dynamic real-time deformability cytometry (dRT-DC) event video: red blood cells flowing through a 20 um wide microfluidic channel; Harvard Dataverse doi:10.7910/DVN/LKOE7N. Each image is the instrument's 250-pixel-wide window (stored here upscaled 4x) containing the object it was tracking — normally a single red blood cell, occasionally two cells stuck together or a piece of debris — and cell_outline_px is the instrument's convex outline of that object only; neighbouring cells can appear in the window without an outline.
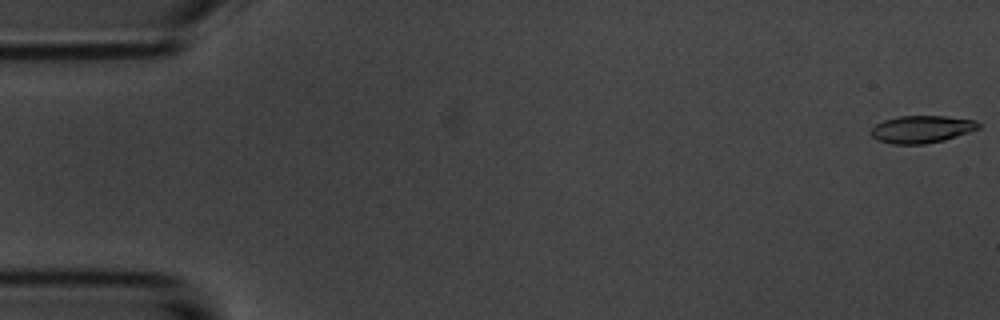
{"species": "common noctule bat (a hibernating species)", "species_latin": "Nyctalus noctula", "temperature_condition": "room temperature", "stored_images_in_passage": 57, "camera_frame_rate_fps": 3000, "um_per_image_px": 0.085, "animal": {"sex": "male", "body_mass_g": 20.1, "forearm_length_mm": 53.5}, "frame": {"image": 1, "passage_image": 1, "time_ms": 0.0, "image_size_px": [1000, 320], "cell_outline_px": [[980, 128], [944, 140], [924, 144], [892, 144], [876, 140], [872, 136], [872, 128], [876, 124], [884, 120], [900, 116], [944, 116], [976, 120], [980, 124]], "centroid_in_image_um": [78.34, 10.98], "position_along_channel_um": 6.7, "area_um2": 17.05}}
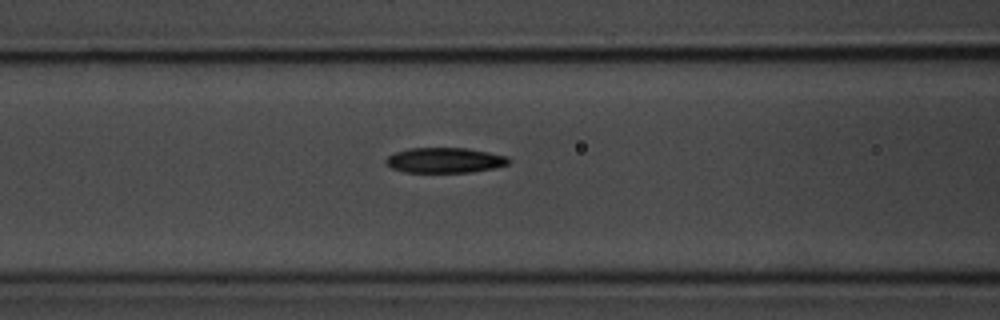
{"frame": {"image": 2, "passage_image": 23, "time_ms": 7.333, "image_size_px": [1000, 320], "cell_outline_px": [[512, 160], [508, 164], [496, 168], [472, 172], [404, 172], [392, 168], [384, 160], [388, 156], [396, 152], [408, 148], [468, 148], [508, 156]], "centroid_in_image_um": [37.85, 13.62], "position_along_channel_um": 128.8, "area_um2": 18.15}}
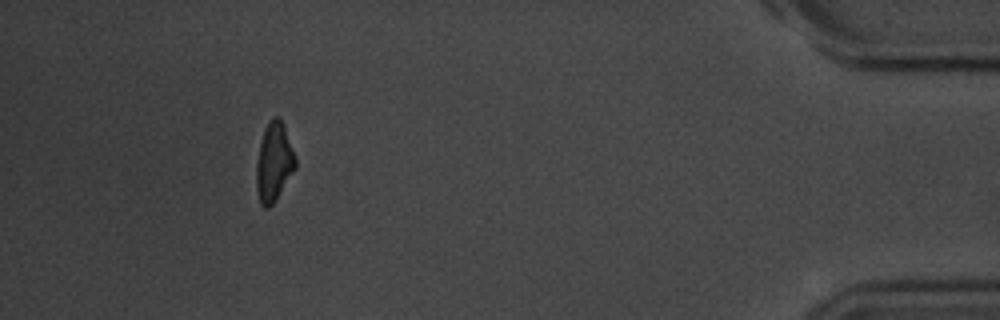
{"frame": {"image": 3, "passage_image": 52, "time_ms": 17.0, "image_size_px": [1000, 320], "cell_outline_px": [[296, 168], [272, 204], [268, 208], [264, 208], [260, 204], [256, 188], [256, 164], [260, 140], [264, 128], [268, 120], [272, 116], [276, 116], [280, 120], [284, 128], [296, 156]], "centroid_in_image_um": [23.26, 13.77], "position_along_channel_um": 411.9, "area_um2": 17.92}, "authors_computed_cell_mechanics": {"area_um2": 18.1492, "velocity_mm_per_s": 3.5718, "shape_relaxation_time_tau1_ms": 3.0559, "shape_relaxation_time_tau2_ms": 3.2082, "deformation_change_tau1": 0.1362, "deformation_change_tau2": 0.102}}